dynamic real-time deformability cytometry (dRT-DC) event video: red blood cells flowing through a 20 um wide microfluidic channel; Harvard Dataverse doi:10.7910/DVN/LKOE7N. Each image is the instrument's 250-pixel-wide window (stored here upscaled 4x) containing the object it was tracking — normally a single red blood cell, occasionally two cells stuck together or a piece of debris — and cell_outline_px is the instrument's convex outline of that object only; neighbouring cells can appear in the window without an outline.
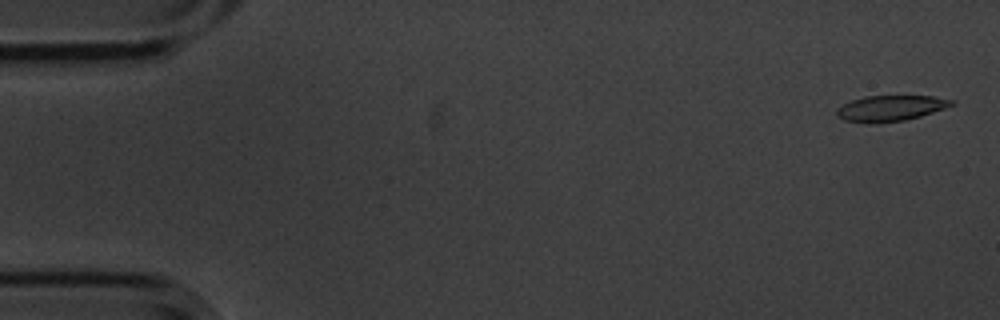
{"species": "common noctule bat (a hibernating species)", "species_latin": "Nyctalus noctula", "temperature_condition": "cold", "stored_images_in_passage": 6, "camera_frame_rate_fps": 3000, "um_per_image_px": 0.085, "animal": {"sex": "male", "body_mass_g": 20.1, "forearm_length_mm": 53.5}, "frame": {"image": 1, "passage_image": 1, "time_ms": 0.0, "image_size_px": [1000, 320], "cell_outline_px": [[956, 104], [920, 116], [904, 120], [844, 120], [836, 112], [836, 108], [852, 100], [864, 96], [932, 96], [956, 100]], "centroid_in_image_um": [75.79, 9.13], "position_along_channel_um": 9.2, "area_um2": 16.3}}
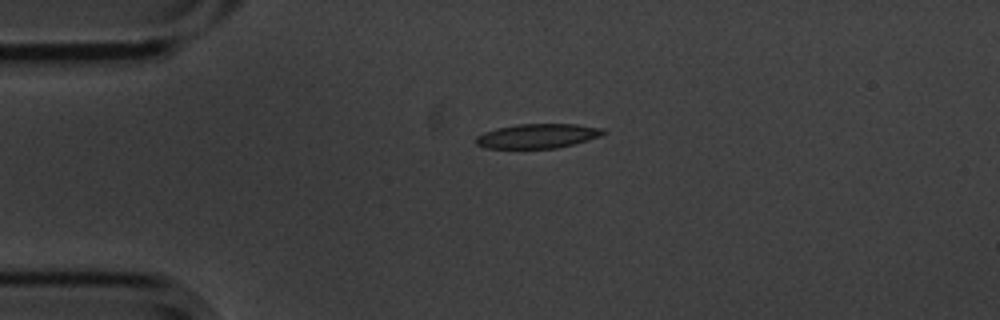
{"frame": {"image": 2, "passage_image": 4, "time_ms": 1.0, "image_size_px": [1000, 320], "cell_outline_px": [[608, 132], [600, 136], [588, 140], [556, 148], [488, 148], [476, 144], [476, 136], [484, 132], [496, 128], [516, 124], [576, 124], [604, 128]], "centroid_in_image_um": [45.72, 11.55], "position_along_channel_um": 39.3, "area_um2": 18.15}}
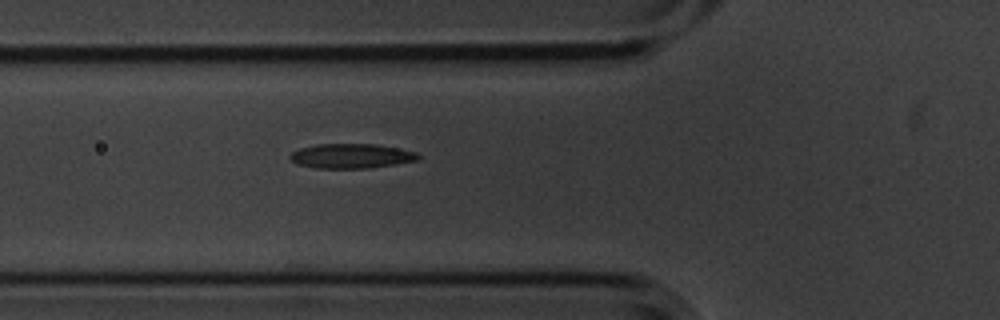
{"frame": {"image": 3, "passage_image": 6, "time_ms": 1.667, "image_size_px": [1000, 320], "cell_outline_px": [[420, 156], [416, 160], [368, 168], [316, 168], [296, 164], [288, 156], [292, 152], [300, 148], [316, 144], [376, 144], [416, 152]], "centroid_in_image_um": [29.79, 13.25], "position_along_channel_um": 96.0, "area_um2": 18.15}}